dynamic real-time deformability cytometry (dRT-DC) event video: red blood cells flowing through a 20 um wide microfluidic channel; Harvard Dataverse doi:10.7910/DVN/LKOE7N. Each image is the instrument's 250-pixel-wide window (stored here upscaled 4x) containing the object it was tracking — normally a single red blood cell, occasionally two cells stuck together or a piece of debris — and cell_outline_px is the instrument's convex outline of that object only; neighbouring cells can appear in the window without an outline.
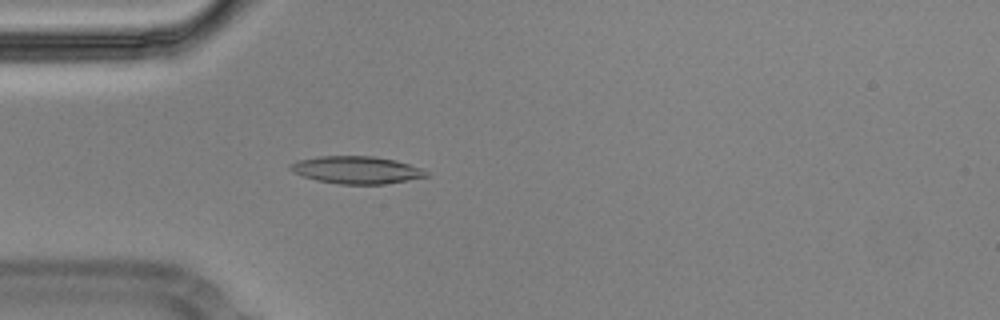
{"species": "Egyptian fruit bat (a non-hibernating species)", "species_latin": "Rousettus aegyptiacus", "temperature_condition": "cold", "stored_images_in_passage": 43, "camera_frame_rate_fps": 3000, "um_per_image_px": 0.085, "animal": {"sex": "male"}, "frame": {"image": 1, "passage_image": 7, "time_ms": 2.0, "image_size_px": [1000, 320], "cell_outline_px": [[432, 176], [384, 184], [340, 184], [316, 180], [292, 172], [288, 168], [296, 160], [316, 156], [372, 156], [396, 160], [420, 168], [428, 172]], "centroid_in_image_um": [30.31, 14.44], "position_along_channel_um": 54.7, "area_um2": 21.79}}
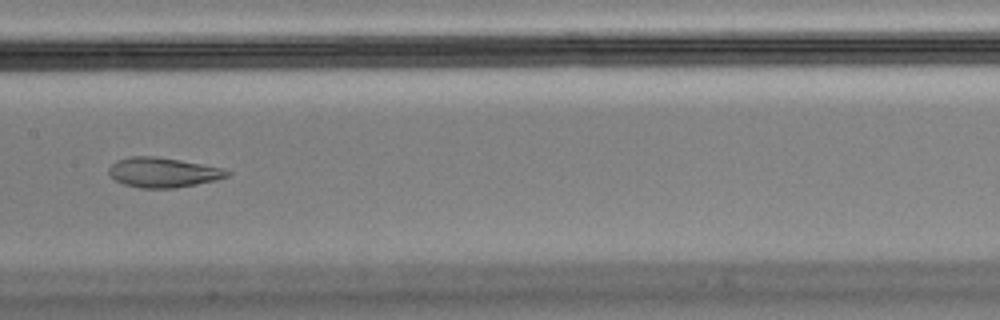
{"frame": {"image": 2, "passage_image": 19, "time_ms": 6.0, "image_size_px": [1000, 320], "cell_outline_px": [[232, 172], [228, 176], [216, 180], [176, 188], [140, 188], [124, 184], [116, 180], [108, 172], [108, 168], [116, 160], [132, 156], [156, 156], [180, 160], [224, 168]], "centroid_in_image_um": [13.87, 14.65], "position_along_channel_um": 193.5, "area_um2": 20.58}, "authors_computed_cell_mechanics": {"area_um2": 21.6172, "velocity_mm_per_s": 3.592, "shape_relaxation_time_tau1_ms": null, "shape_relaxation_time_tau2_ms": 1.6259, "deformation_change_tau1": null, "deformation_change_tau2": 0.0722}}